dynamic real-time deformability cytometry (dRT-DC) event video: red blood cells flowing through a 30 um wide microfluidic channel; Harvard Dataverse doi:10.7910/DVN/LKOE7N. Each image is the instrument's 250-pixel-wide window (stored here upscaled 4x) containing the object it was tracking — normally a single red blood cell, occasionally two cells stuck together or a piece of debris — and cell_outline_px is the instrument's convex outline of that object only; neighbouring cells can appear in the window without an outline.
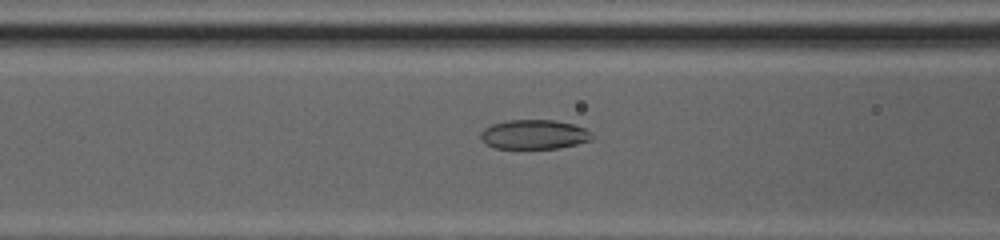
{"species": "common noctule bat (a hibernating species)", "species_latin": "Nyctalus noctula", "temperature_condition": "cold", "stored_images_in_passage": 36, "camera_frame_rate_fps": 3000, "um_per_image_px": 0.085, "animal": {"sex": "female", "body_mass_g": 20.0, "forearm_length_mm": 54.0}, "frame": {"image": 1, "passage_image": 8, "time_ms": 2.333, "image_size_px": [1000, 240], "cell_outline_px": [[592, 140], [576, 144], [556, 148], [496, 148], [488, 144], [480, 136], [480, 132], [484, 128], [492, 124], [508, 120], [556, 120], [572, 124], [584, 128], [592, 132]], "centroid_in_image_um": [45.42, 11.42], "position_along_channel_um": 121.2, "area_um2": 18.9}}
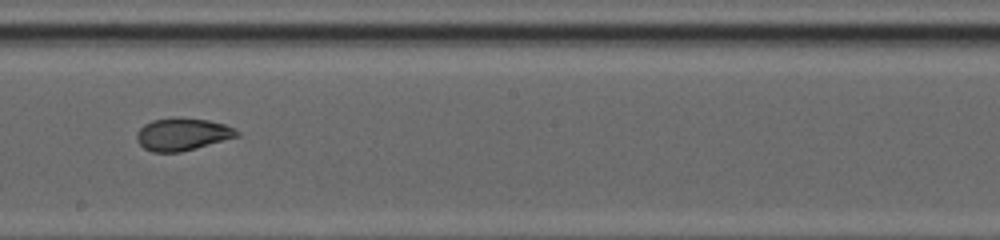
{"frame": {"image": 2, "passage_image": 16, "time_ms": 5.0, "image_size_px": [1000, 240], "cell_outline_px": [[240, 136], [196, 148], [180, 152], [152, 152], [144, 148], [136, 140], [136, 132], [144, 124], [152, 120], [172, 116], [208, 120], [224, 124], [240, 132]], "centroid_in_image_um": [15.48, 11.4], "position_along_channel_um": 232.7, "area_um2": 19.13}}
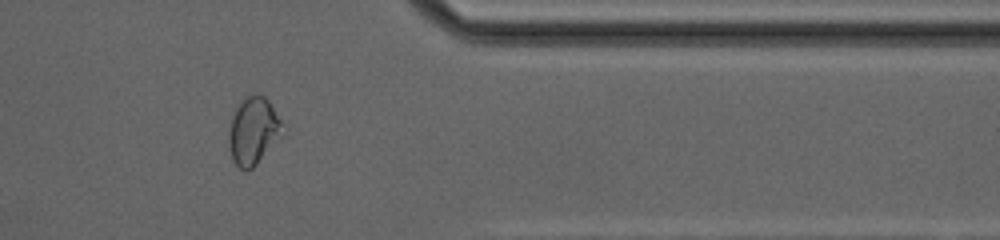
{"frame": {"image": 3, "passage_image": 28, "time_ms": 9.0, "image_size_px": [1000, 240], "cell_outline_px": [[288, 128], [284, 136], [252, 168], [240, 168], [232, 160], [228, 144], [228, 132], [232, 116], [236, 108], [248, 96], [264, 96], [268, 100]], "centroid_in_image_um": [21.6, 11.15], "position_along_channel_um": 389.8, "area_um2": 21.33}, "authors_computed_cell_mechanics": {"area_um2": 19.6231, "velocity_mm_per_s": 4.1876, "shape_relaxation_time_tau1_ms": null, "shape_relaxation_time_tau2_ms": 1.0461, "deformation_change_tau1": null, "deformation_change_tau2": 0.0556}}